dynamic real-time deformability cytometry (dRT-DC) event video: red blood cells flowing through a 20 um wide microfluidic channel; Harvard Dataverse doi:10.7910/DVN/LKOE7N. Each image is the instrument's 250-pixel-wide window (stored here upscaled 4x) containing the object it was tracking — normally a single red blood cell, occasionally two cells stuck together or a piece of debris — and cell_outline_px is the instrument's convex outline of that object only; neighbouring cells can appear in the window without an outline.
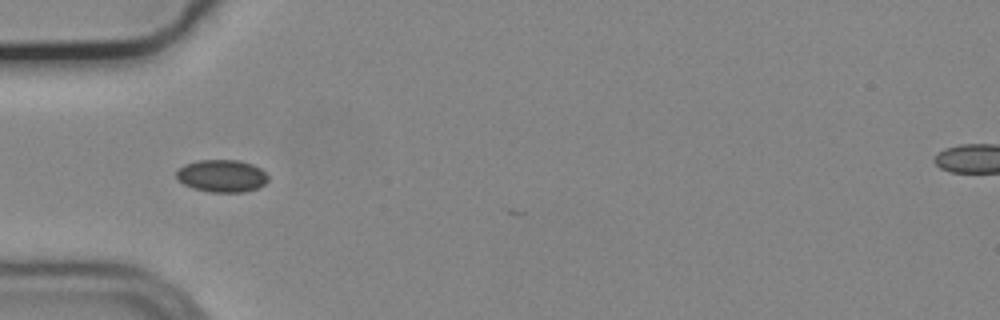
{"species": "common noctule bat (a hibernating species)", "species_latin": "Nyctalus noctula", "temperature_condition": "cold", "stored_images_in_passage": 4, "camera_frame_rate_fps": 3000, "um_per_image_px": 0.085, "animal": {"sex": "male", "body_mass_g": 19.2, "forearm_length_mm": 51.8}, "frame": {"image": 1, "passage_image": 1, "time_ms": 0.0, "image_size_px": [1000, 320], "cell_outline_px": [[268, 180], [264, 184], [256, 188], [244, 192], [208, 192], [192, 188], [184, 184], [176, 176], [176, 172], [184, 164], [200, 160], [240, 160], [252, 164], [260, 168], [268, 176]], "centroid_in_image_um": [18.86, 14.95], "position_along_channel_um": 66.1, "area_um2": 17.28}}